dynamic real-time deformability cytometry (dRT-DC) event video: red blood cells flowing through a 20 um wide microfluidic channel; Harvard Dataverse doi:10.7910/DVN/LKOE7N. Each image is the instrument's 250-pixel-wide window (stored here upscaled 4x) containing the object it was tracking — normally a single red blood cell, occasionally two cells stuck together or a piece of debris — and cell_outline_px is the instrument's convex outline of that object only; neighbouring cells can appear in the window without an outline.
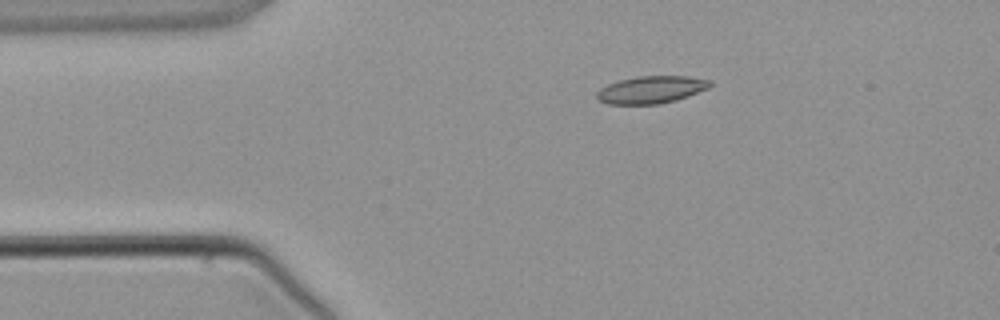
{"species": "common noctule bat (a hibernating species)", "species_latin": "Nyctalus noctula", "temperature_condition": "warm", "stored_images_in_passage": 4, "camera_frame_rate_fps": 3000, "um_per_image_px": 0.085, "animal": {"sex": "male", "body_mass_g": 21.5, "forearm_length_mm": 52.0}, "frame": {"image": 1, "passage_image": 3, "time_ms": 2.333, "image_size_px": [1000, 320], "cell_outline_px": [[712, 84], [708, 88], [688, 96], [676, 100], [656, 104], [608, 104], [600, 100], [596, 96], [596, 92], [600, 88], [608, 84], [620, 80], [640, 76], [688, 76], [712, 80]], "centroid_in_image_um": [55.36, 7.62], "position_along_channel_um": 29.6, "area_um2": 17.98}}